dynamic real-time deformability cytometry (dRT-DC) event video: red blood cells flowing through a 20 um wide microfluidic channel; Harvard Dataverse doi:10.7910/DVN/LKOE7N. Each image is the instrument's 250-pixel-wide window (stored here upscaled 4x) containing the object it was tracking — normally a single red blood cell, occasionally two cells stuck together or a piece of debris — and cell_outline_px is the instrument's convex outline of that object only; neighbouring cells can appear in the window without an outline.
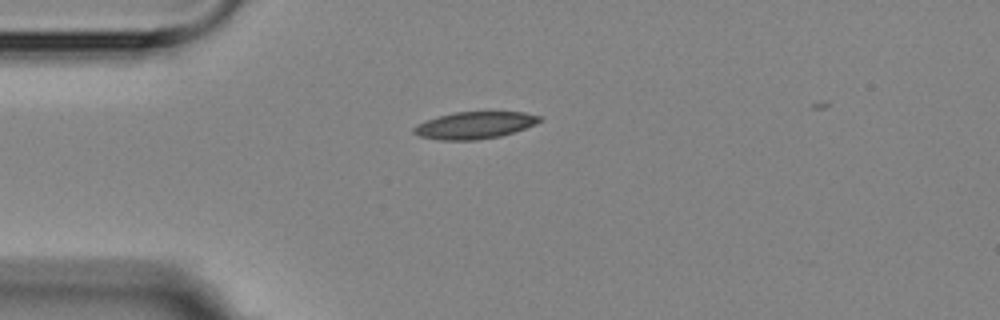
{"species": "Egyptian fruit bat (a non-hibernating species)", "species_latin": "Rousettus aegyptiacus", "temperature_condition": "room temperature", "stored_images_in_passage": 4, "camera_frame_rate_fps": 3000, "um_per_image_px": 0.085, "animal": {"sex": "female"}, "frame": {"image": 1, "passage_image": 2, "time_ms": 1.333, "image_size_px": [1000, 320], "cell_outline_px": [[544, 120], [536, 124], [500, 136], [476, 140], [440, 140], [420, 136], [412, 132], [412, 128], [416, 124], [424, 120], [456, 112], [524, 112], [544, 116]], "centroid_in_image_um": [40.36, 10.64], "position_along_channel_um": 44.6, "area_um2": 19.88}}
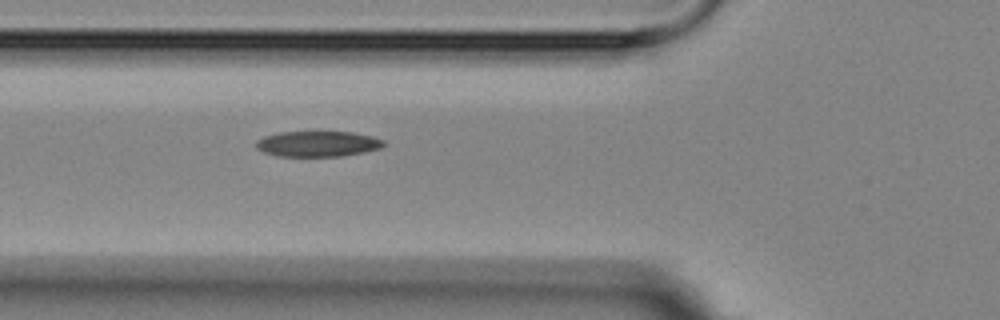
{"frame": {"image": 2, "passage_image": 4, "time_ms": 3.333, "image_size_px": [1000, 320], "cell_outline_px": [[384, 144], [380, 148], [364, 152], [340, 156], [276, 156], [264, 152], [256, 148], [256, 140], [264, 136], [280, 132], [352, 132], [372, 136], [384, 140]], "centroid_in_image_um": [26.98, 12.22], "position_along_channel_um": 98.8, "area_um2": 18.96}}